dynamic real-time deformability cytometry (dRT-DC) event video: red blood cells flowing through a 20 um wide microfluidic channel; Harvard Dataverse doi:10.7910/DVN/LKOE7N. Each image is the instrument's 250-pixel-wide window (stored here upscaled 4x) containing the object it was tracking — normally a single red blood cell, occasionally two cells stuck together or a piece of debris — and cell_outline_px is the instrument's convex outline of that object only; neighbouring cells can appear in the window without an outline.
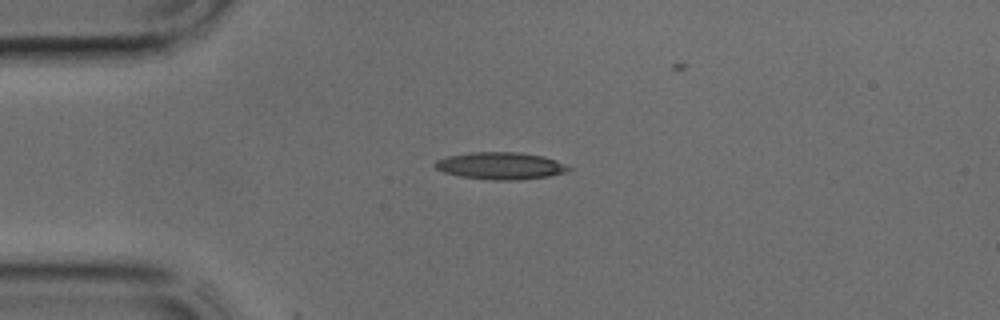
{"species": "common noctule bat (a hibernating species)", "species_latin": "Nyctalus noctula", "temperature_condition": "cold", "stored_images_in_passage": 3, "camera_frame_rate_fps": 3000, "um_per_image_px": 0.085, "animal": {"sex": "male", "body_mass_g": 17.9, "forearm_length_mm": 54.2}, "frame": {"image": 1, "passage_image": 1, "time_ms": 0.0, "image_size_px": [1000, 320], "cell_outline_px": [[572, 168], [564, 172], [548, 176], [520, 180], [492, 180], [460, 176], [444, 172], [436, 168], [432, 164], [436, 160], [448, 156], [472, 152], [520, 152], [544, 156], [556, 160]], "centroid_in_image_um": [42.53, 14.09], "position_along_channel_um": 42.5, "area_um2": 21.1}}